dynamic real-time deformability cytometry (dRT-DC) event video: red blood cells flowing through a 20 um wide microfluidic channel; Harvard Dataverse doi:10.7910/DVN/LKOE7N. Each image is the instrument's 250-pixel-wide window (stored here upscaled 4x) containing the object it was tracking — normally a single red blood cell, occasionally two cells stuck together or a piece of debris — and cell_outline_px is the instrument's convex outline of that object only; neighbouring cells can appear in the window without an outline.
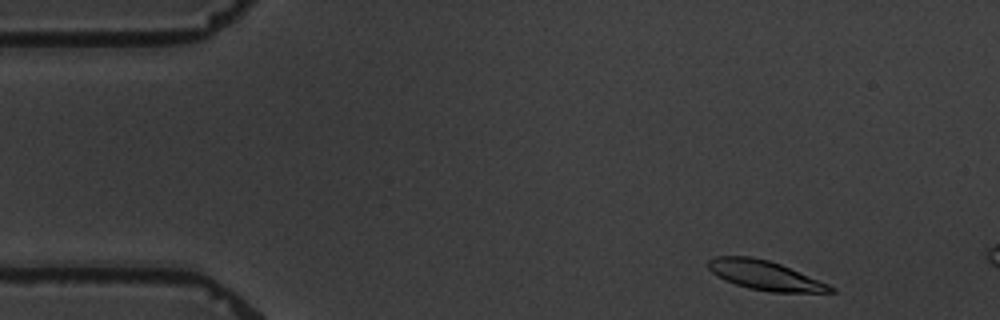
{"species": "common noctule bat (a hibernating species)", "species_latin": "Nyctalus noctula", "temperature_condition": "warm", "stored_images_in_passage": 3, "camera_frame_rate_fps": 3000, "um_per_image_px": 0.085, "animal": {"sex": "male", "body_mass_g": 19.5, "forearm_length_mm": 54.6}, "frame": {"image": 1, "passage_image": 1, "time_ms": 0.0, "image_size_px": [1000, 320], "cell_outline_px": [[836, 292], [772, 292], [748, 288], [736, 284], [712, 272], [708, 268], [708, 260], [716, 256], [752, 256], [768, 260], [780, 264], [828, 284], [836, 288]], "centroid_in_image_um": [65.03, 23.4], "position_along_channel_um": 20.0, "area_um2": 20.52}}